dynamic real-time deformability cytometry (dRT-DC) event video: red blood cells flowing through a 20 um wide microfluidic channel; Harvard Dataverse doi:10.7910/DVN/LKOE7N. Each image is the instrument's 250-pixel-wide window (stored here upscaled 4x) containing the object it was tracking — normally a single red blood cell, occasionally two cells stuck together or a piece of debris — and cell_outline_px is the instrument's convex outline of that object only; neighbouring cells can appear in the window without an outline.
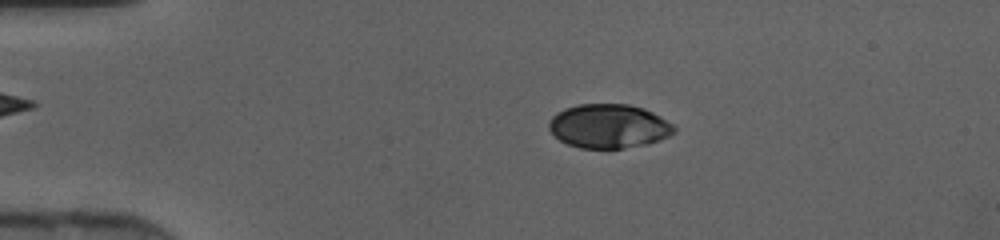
{"species": "human", "species_latin": "Homo sapiens", "temperature_condition": "cold", "stored_images_in_passage": 45, "camera_frame_rate_fps": 3000, "um_per_image_px": 0.085, "donor": {"sex": "female"}, "frame": {"image": 1, "passage_image": 9, "time_ms": 2.667, "image_size_px": [1000, 240], "cell_outline_px": [[676, 132], [660, 140], [648, 144], [624, 148], [580, 148], [568, 144], [560, 140], [548, 128], [548, 124], [552, 116], [564, 108], [576, 104], [628, 104], [644, 108], [660, 116], [672, 124], [676, 128]], "centroid_in_image_um": [51.75, 10.72], "position_along_channel_um": 33.2, "area_um2": 32.19}}
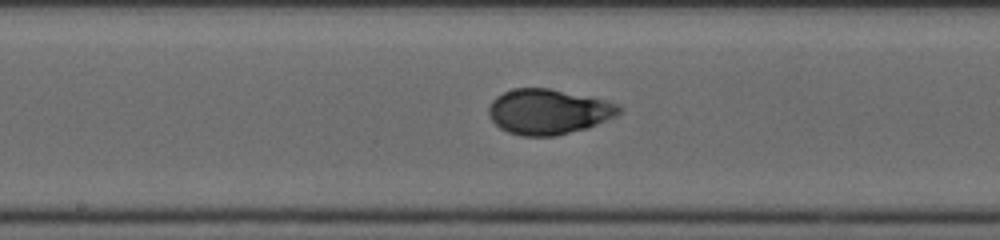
{"frame": {"image": 2, "passage_image": 24, "time_ms": 7.667, "image_size_px": [1000, 240], "cell_outline_px": [[624, 108], [616, 116], [588, 128], [556, 136], [520, 136], [508, 132], [500, 128], [492, 120], [488, 112], [488, 108], [492, 100], [496, 96], [512, 88], [548, 88], [608, 100], [620, 104]], "centroid_in_image_um": [46.64, 9.49], "position_along_channel_um": 201.6, "area_um2": 34.68}}
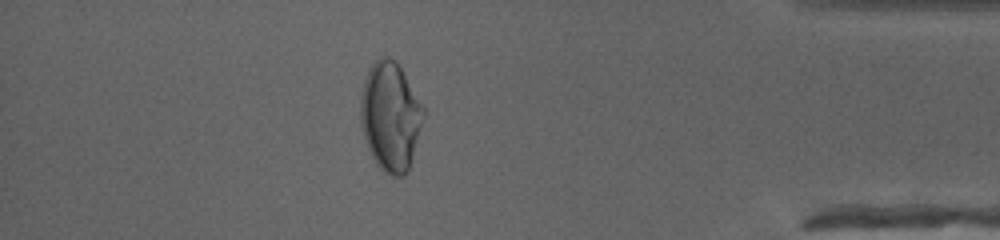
{"frame": {"image": 3, "passage_image": 40, "time_ms": 13.0, "image_size_px": [1000, 240], "cell_outline_px": [[424, 116], [412, 156], [408, 168], [400, 176], [392, 176], [384, 172], [380, 168], [372, 156], [368, 148], [364, 136], [360, 120], [360, 100], [364, 80], [368, 68], [380, 56], [388, 56], [396, 60], [424, 108]], "centroid_in_image_um": [33.15, 9.85], "position_along_channel_um": 402.0, "area_um2": 39.42}}